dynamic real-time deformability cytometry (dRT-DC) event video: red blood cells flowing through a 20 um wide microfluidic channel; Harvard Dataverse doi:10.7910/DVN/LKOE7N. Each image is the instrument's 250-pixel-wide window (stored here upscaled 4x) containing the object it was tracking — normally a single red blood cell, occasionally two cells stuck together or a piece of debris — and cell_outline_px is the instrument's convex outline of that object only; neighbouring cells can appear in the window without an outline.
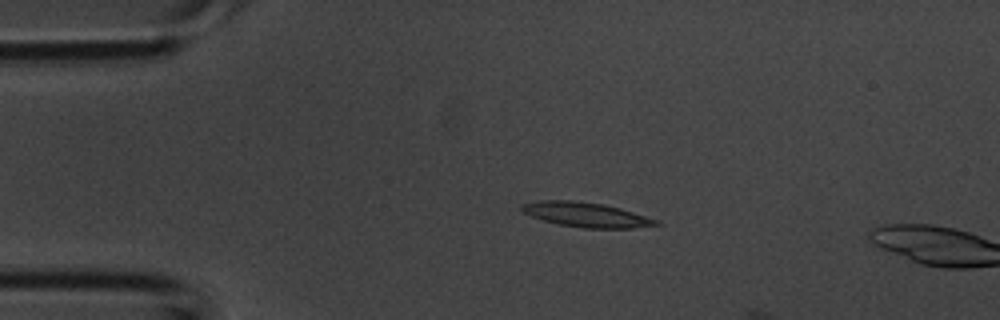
{"species": "common noctule bat (a hibernating species)", "species_latin": "Nyctalus noctula", "temperature_condition": "room temperature", "stored_images_in_passage": 3, "camera_frame_rate_fps": 3000, "um_per_image_px": 0.085, "animal": {"sex": "male", "body_mass_g": 20.1, "forearm_length_mm": 53.5}, "frame": {"image": 1, "passage_image": 2, "time_ms": 0.333, "image_size_px": [1000, 320], "cell_outline_px": [[660, 224], [632, 228], [584, 228], [560, 224], [544, 220], [532, 216], [524, 212], [520, 208], [520, 204], [540, 200], [572, 200], [604, 204], [620, 208], [656, 220]], "centroid_in_image_um": [49.77, 18.23], "position_along_channel_um": 35.2, "area_um2": 18.96}}